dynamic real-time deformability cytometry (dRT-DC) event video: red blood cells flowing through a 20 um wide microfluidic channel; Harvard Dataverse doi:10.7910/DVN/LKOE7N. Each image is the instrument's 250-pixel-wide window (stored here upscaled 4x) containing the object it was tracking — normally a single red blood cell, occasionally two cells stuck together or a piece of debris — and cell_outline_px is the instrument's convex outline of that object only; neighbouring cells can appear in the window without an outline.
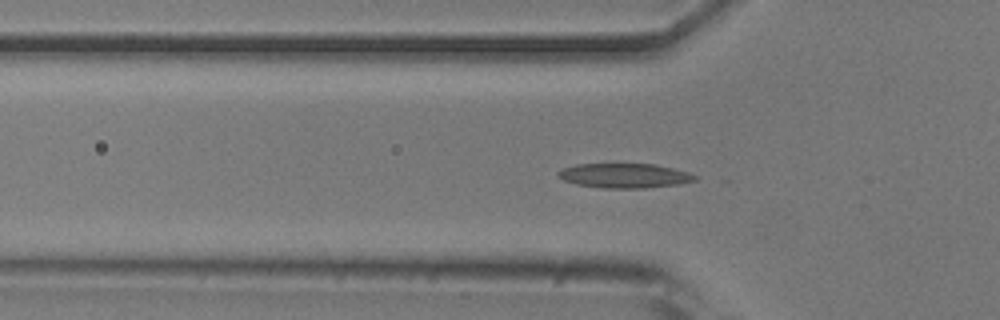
{"species": "common noctule bat (a hibernating species)", "species_latin": "Nyctalus noctula", "temperature_condition": "room temperature", "stored_images_in_passage": 53, "camera_frame_rate_fps": 3000, "um_per_image_px": 0.085, "animal": {"sex": "male", "body_mass_g": 20.5, "forearm_length_mm": 52.5}, "frame": {"image": 1, "passage_image": 17, "time_ms": 5.333, "image_size_px": [1000, 320], "cell_outline_px": [[696, 180], [680, 184], [644, 188], [600, 188], [576, 184], [564, 180], [556, 176], [556, 172], [564, 168], [576, 164], [656, 164], [688, 172], [696, 176]], "centroid_in_image_um": [53.05, 14.93], "position_along_channel_um": 72.7, "area_um2": 19.59}}
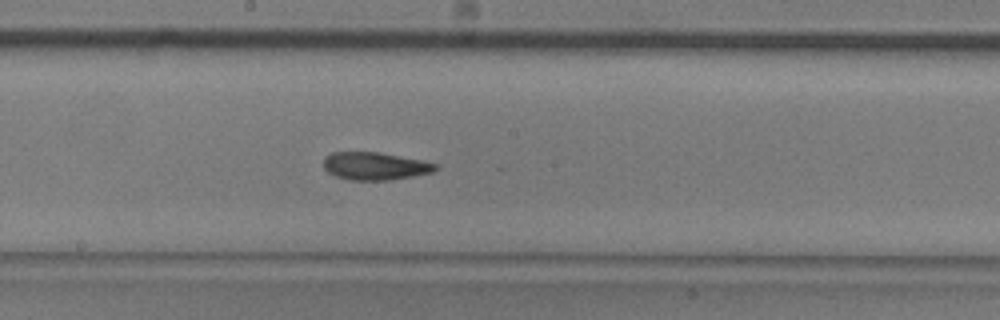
{"frame": {"image": 2, "passage_image": 28, "time_ms": 9.0, "image_size_px": [1000, 320], "cell_outline_px": [[440, 168], [432, 172], [412, 176], [388, 180], [352, 180], [336, 176], [328, 172], [324, 168], [324, 156], [332, 152], [380, 152], [440, 164]], "centroid_in_image_um": [31.89, 14.11], "position_along_channel_um": 216.3, "area_um2": 18.09}}
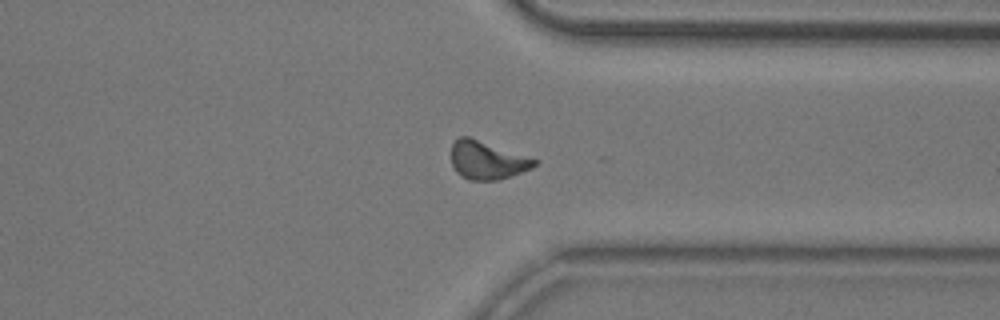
{"frame": {"image": 3, "passage_image": 40, "time_ms": 13.0, "image_size_px": [1000, 320], "cell_outline_px": [[540, 164], [532, 168], [500, 180], [468, 180], [456, 172], [452, 164], [452, 144], [460, 136], [468, 136], [540, 160]], "centroid_in_image_um": [41.45, 13.62], "position_along_channel_um": 370.0, "area_um2": 18.61}, "authors_computed_cell_mechanics": {"area_um2": 18.5538, "velocity_mm_per_s": 3.8939, "shape_relaxation_time_tau1_ms": 5.7843, "shape_relaxation_time_tau2_ms": 3.2997, "deformation_change_tau1": 0.1605, "deformation_change_tau2": 0.1058}}